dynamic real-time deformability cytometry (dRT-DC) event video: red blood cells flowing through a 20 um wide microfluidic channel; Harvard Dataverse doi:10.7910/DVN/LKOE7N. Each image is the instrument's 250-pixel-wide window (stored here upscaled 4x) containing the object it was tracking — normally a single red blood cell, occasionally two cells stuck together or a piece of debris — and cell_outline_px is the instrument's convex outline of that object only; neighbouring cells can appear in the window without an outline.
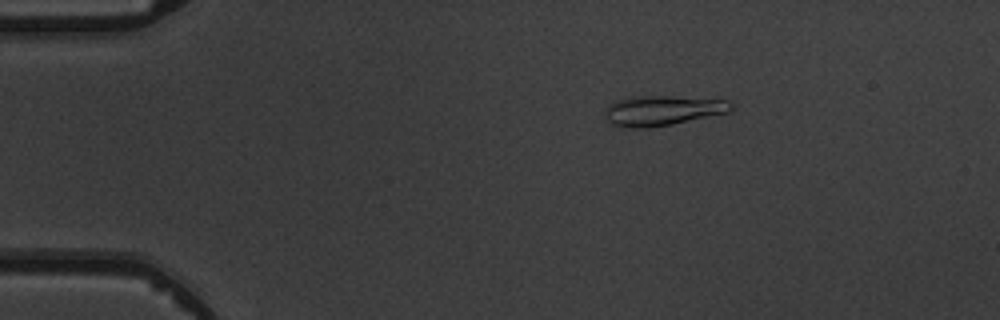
{"species": "common noctule bat (a hibernating species)", "species_latin": "Nyctalus noctula", "temperature_condition": "warm", "stored_images_in_passage": 6, "camera_frame_rate_fps": 3000, "um_per_image_px": 0.085, "animal": {"sex": "male", "body_mass_g": 19.5, "forearm_length_mm": 54.6}, "frame": {"image": 1, "passage_image": 3, "time_ms": 2.333, "image_size_px": [1000, 320], "cell_outline_px": [[732, 108], [728, 112], [672, 124], [648, 128], [620, 128], [604, 120], [608, 104], [616, 100], [628, 96], [668, 96], [728, 100], [732, 104]], "centroid_in_image_um": [56.23, 9.4], "position_along_channel_um": 28.8, "area_um2": 22.2}}